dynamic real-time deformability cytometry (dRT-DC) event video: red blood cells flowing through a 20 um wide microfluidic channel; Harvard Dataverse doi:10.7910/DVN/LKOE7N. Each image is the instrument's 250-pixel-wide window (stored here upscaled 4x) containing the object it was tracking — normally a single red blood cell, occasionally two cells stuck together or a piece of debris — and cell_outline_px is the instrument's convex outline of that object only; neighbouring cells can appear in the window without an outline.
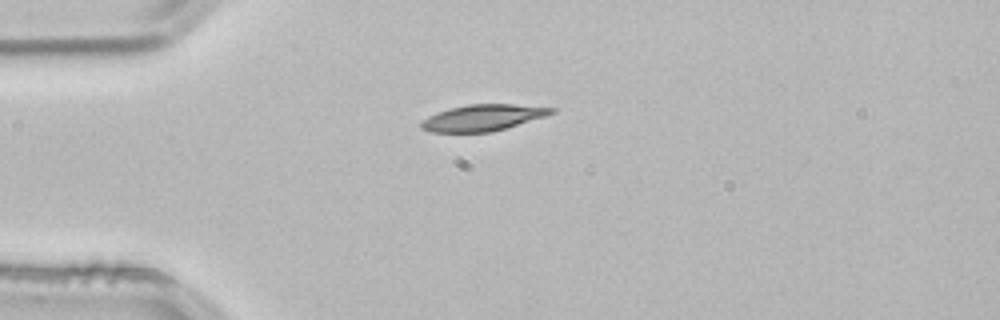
{"species": "common noctule bat (a hibernating species)", "species_latin": "Nyctalus noctula", "temperature_condition": "room temperature", "stored_images_in_passage": 41, "camera_frame_rate_fps": 3000, "um_per_image_px": 0.085, "animal": {"sex": "male", "body_mass_g": 21.5, "forearm_length_mm": 52.0}, "frame": {"image": 1, "passage_image": 1, "time_ms": 0.0, "image_size_px": [1000, 320], "cell_outline_px": [[556, 112], [508, 128], [492, 132], [432, 132], [420, 128], [420, 120], [428, 116], [448, 108], [468, 104], [512, 104], [556, 108]], "centroid_in_image_um": [41.01, 10.0], "position_along_channel_um": 44.0, "area_um2": 20.06}}
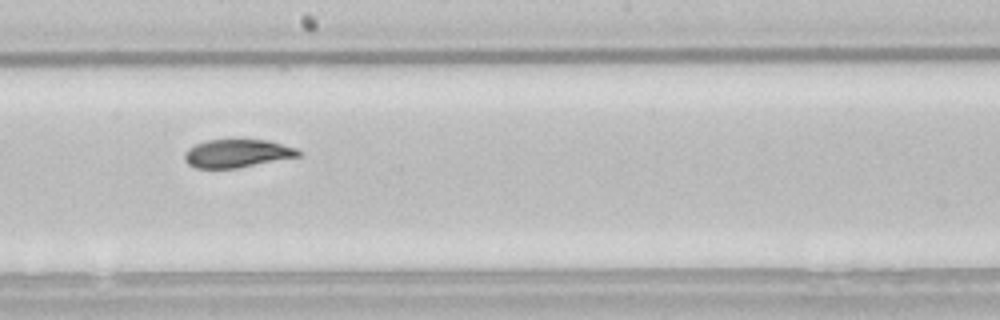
{"frame": {"image": 2, "passage_image": 17, "time_ms": 5.333, "image_size_px": [1000, 320], "cell_outline_px": [[304, 152], [300, 156], [236, 168], [196, 168], [188, 164], [184, 160], [184, 152], [188, 148], [196, 144], [208, 140], [268, 140], [296, 148]], "centroid_in_image_um": [20.16, 13.04], "position_along_channel_um": 228.0, "area_um2": 18.61}}
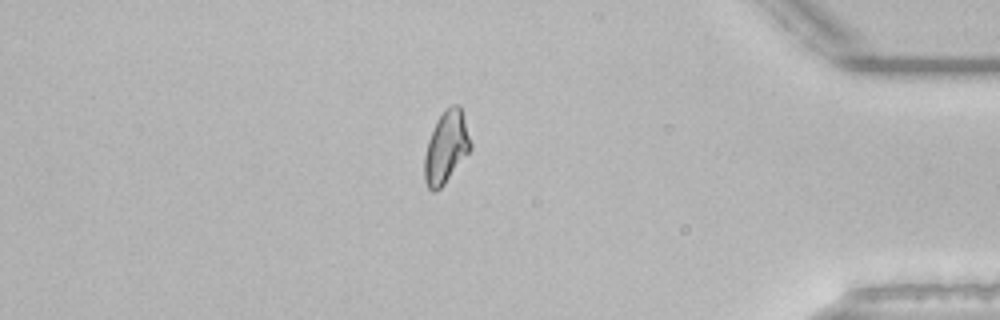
{"frame": {"image": 3, "passage_image": 33, "time_ms": 10.667, "image_size_px": [1000, 320], "cell_outline_px": [[472, 148], [444, 184], [440, 188], [432, 192], [428, 188], [424, 180], [424, 156], [428, 140], [436, 120], [444, 108], [448, 104], [460, 104], [472, 144]], "centroid_in_image_um": [37.92, 12.47], "position_along_channel_um": 397.3, "area_um2": 19.54}, "authors_computed_cell_mechanics": {"area_um2": 19.7098, "velocity_mm_per_s": 3.8299, "shape_relaxation_time_tau1_ms": 6.0409, "shape_relaxation_time_tau2_ms": 2.4925, "deformation_change_tau1": 0.1797, "deformation_change_tau2": 0.0763}}